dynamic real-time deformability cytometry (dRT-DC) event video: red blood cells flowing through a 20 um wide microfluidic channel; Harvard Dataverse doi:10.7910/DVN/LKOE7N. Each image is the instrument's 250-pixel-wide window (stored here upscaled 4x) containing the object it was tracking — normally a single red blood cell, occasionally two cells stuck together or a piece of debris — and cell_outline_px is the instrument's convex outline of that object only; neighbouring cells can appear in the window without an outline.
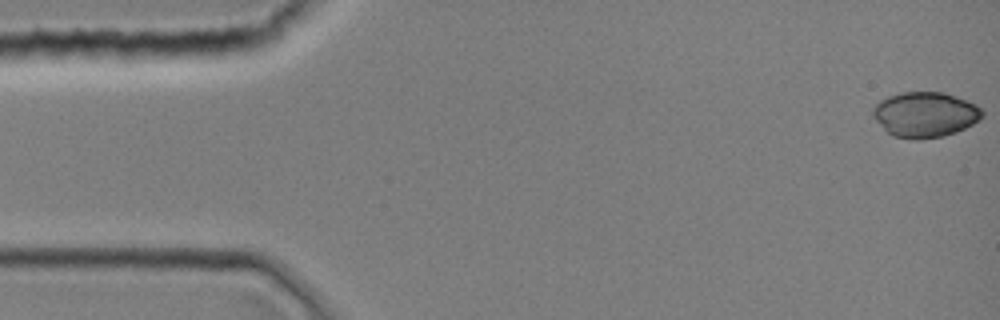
{"species": "common noctule bat (a hibernating species)", "species_latin": "Nyctalus noctula", "temperature_condition": "room temperature", "stored_images_in_passage": 14, "camera_frame_rate_fps": 3000, "um_per_image_px": 0.085, "animal": {"sex": "female", "body_mass_g": 19.0, "forearm_length_mm": 51.5}, "frame": {"image": 1, "passage_image": 1, "time_ms": 0.0, "image_size_px": [1000, 320], "cell_outline_px": [[984, 116], [980, 120], [956, 132], [944, 136], [920, 140], [908, 140], [892, 136], [872, 116], [872, 104], [888, 96], [900, 92], [944, 92], [976, 104], [984, 112]], "centroid_in_image_um": [78.61, 9.74], "position_along_channel_um": 6.4, "area_um2": 29.25}}
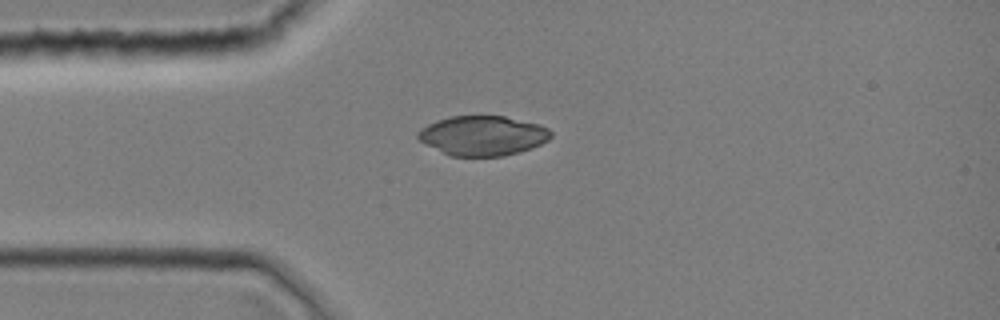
{"frame": {"image": 2, "passage_image": 10, "time_ms": 3.0, "image_size_px": [1000, 320], "cell_outline_px": [[552, 136], [548, 140], [532, 148], [520, 152], [504, 156], [448, 156], [420, 140], [416, 136], [416, 132], [420, 128], [436, 120], [452, 116], [504, 116], [540, 124], [548, 128], [552, 132]], "centroid_in_image_um": [41.04, 11.53], "position_along_channel_um": 44.0, "area_um2": 30.92}}
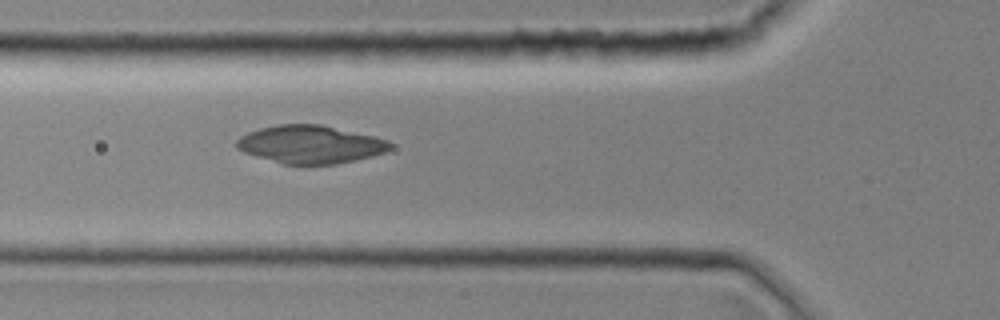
{"frame": {"image": 3, "passage_image": 14, "time_ms": 4.333, "image_size_px": [1000, 320], "cell_outline_px": [[392, 148], [384, 152], [372, 156], [356, 160], [336, 164], [284, 164], [256, 156], [244, 152], [236, 148], [236, 140], [240, 136], [248, 132], [260, 128], [276, 124], [320, 124], [376, 136], [388, 140], [392, 144]], "centroid_in_image_um": [26.39, 12.26], "position_along_channel_um": 99.4, "area_um2": 34.04}}